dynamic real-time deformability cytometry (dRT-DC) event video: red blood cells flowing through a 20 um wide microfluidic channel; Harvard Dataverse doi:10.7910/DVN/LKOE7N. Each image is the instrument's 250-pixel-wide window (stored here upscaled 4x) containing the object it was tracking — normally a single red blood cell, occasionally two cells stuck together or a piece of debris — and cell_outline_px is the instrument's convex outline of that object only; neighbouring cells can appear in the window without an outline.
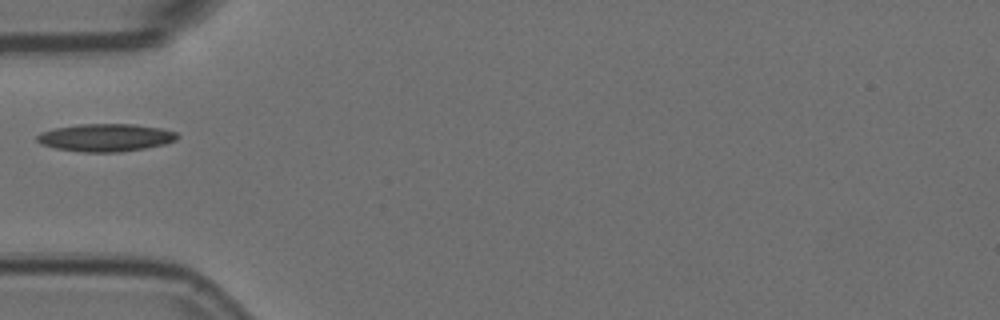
{"species": "Egyptian fruit bat (a non-hibernating species)", "species_latin": "Rousettus aegyptiacus", "temperature_condition": "room temperature", "stored_images_in_passage": 2, "camera_frame_rate_fps": 3000, "um_per_image_px": 0.085, "animal": {"sex": "female"}, "frame": {"image": 1, "passage_image": 1, "time_ms": 0.0, "image_size_px": [1000, 320], "cell_outline_px": [[180, 136], [176, 140], [164, 144], [144, 148], [120, 152], [80, 152], [56, 148], [40, 144], [36, 140], [36, 136], [40, 132], [56, 128], [76, 124], [132, 124], [160, 128], [176, 132]], "centroid_in_image_um": [8.96, 11.69], "position_along_channel_um": 76.0, "area_um2": 22.66}}
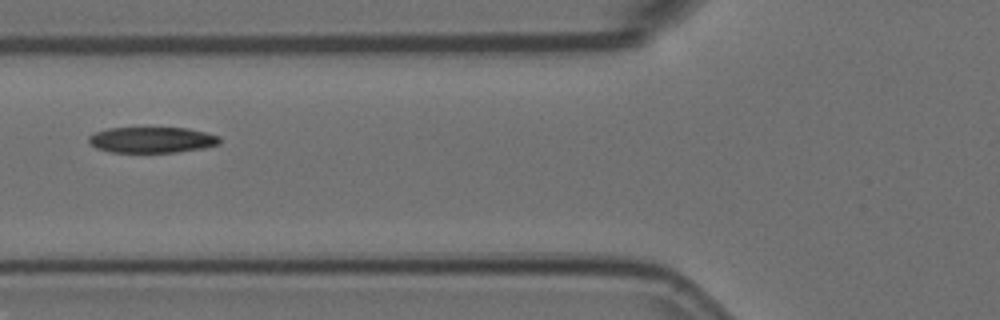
{"frame": {"image": 2, "passage_image": 2, "time_ms": 0.333, "image_size_px": [1000, 320], "cell_outline_px": [[220, 144], [204, 148], [176, 152], [112, 152], [96, 148], [88, 140], [88, 136], [96, 132], [108, 128], [188, 128], [220, 136]], "centroid_in_image_um": [12.93, 11.89], "position_along_channel_um": 112.9, "area_um2": 19.65}}